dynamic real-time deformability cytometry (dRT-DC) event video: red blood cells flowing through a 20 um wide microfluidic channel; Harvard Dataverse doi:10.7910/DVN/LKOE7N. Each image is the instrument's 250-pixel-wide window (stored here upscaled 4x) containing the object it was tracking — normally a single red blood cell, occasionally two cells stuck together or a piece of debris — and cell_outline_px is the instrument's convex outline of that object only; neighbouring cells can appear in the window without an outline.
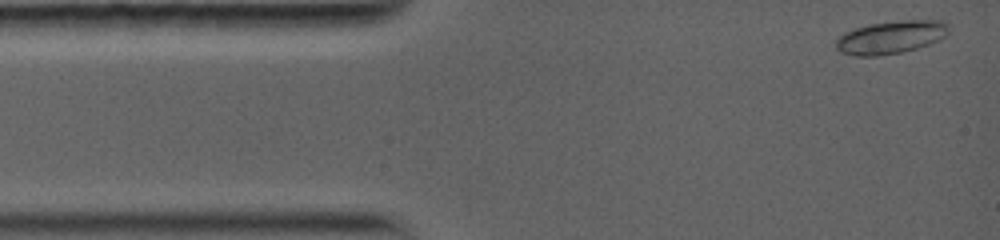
{"species": "common noctule bat (a hibernating species)", "species_latin": "Nyctalus noctula", "temperature_condition": "warm", "stored_images_in_passage": 39, "camera_frame_rate_fps": 5000, "um_per_image_px": 0.085, "animal": {"sex": "female", "body_mass_g": 19.0, "forearm_length_mm": 56.7}, "frame": {"image": 1, "passage_image": 1, "time_ms": 0.0, "image_size_px": [1000, 240], "cell_outline_px": [[948, 32], [944, 36], [928, 44], [916, 48], [900, 52], [876, 56], [856, 56], [840, 52], [836, 48], [836, 40], [844, 32], [868, 24], [904, 20], [944, 20], [948, 24]], "centroid_in_image_um": [75.7, 3.16], "position_along_channel_um": 9.3, "area_um2": 21.44}}
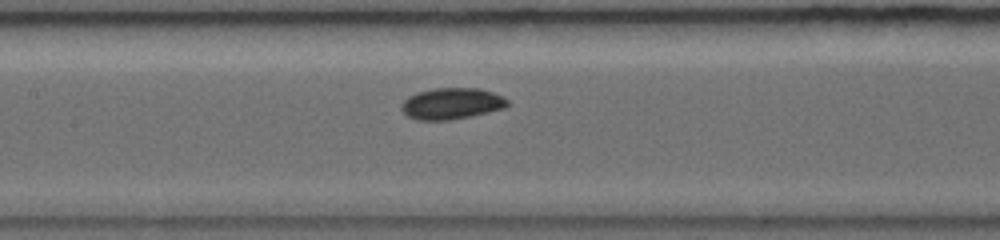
{"frame": {"image": 2, "passage_image": 22, "time_ms": 5.8, "image_size_px": [1000, 240], "cell_outline_px": [[508, 104], [504, 108], [472, 116], [448, 120], [416, 120], [408, 116], [400, 108], [400, 104], [408, 96], [416, 92], [432, 88], [480, 88], [504, 96], [508, 100]], "centroid_in_image_um": [38.37, 8.8], "position_along_channel_um": 169.0, "area_um2": 19.54}}
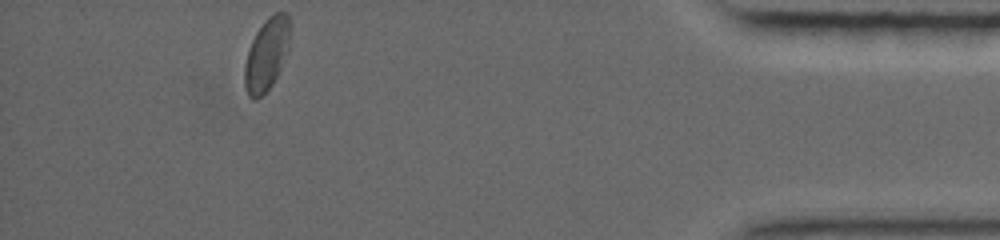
{"frame": {"image": 3, "passage_image": 39, "time_ms": 13.6, "image_size_px": [1000, 240], "cell_outline_px": [[288, 52], [272, 84], [256, 100], [252, 100], [248, 96], [244, 84], [244, 64], [248, 48], [256, 32], [264, 20], [268, 16], [276, 12], [288, 12]], "centroid_in_image_um": [22.62, 4.62], "position_along_channel_um": 412.6, "area_um2": 19.02}, "authors_computed_cell_mechanics": {"area_um2": 19.074, "velocity_mm_per_s": 3.908, "shape_relaxation_time_tau1_ms": null, "shape_relaxation_time_tau2_ms": 2.1249, "deformation_change_tau1": null, "deformation_change_tau2": 0.0385}}